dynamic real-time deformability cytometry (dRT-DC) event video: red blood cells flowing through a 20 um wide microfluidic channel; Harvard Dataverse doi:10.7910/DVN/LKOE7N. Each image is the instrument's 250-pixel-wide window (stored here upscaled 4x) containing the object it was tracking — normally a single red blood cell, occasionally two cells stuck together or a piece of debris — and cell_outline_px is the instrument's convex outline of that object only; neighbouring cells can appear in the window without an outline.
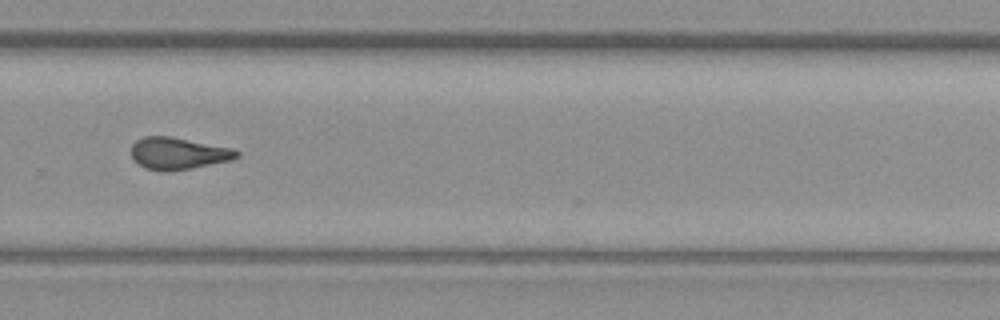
{"species": "common noctule bat (a hibernating species)", "species_latin": "Nyctalus noctula", "temperature_condition": "warm", "stored_images_in_passage": 25, "camera_frame_rate_fps": 3000, "um_per_image_px": 0.085, "animal": {"sex": "female", "body_mass_g": 19.3, "forearm_length_mm": 54.1}, "frame": {"image": 1, "passage_image": 24, "time_ms": 7.667, "image_size_px": [1000, 320], "cell_outline_px": [[240, 156], [228, 160], [192, 168], [168, 172], [160, 172], [144, 168], [132, 160], [132, 144], [136, 140], [144, 136], [168, 136], [232, 148], [240, 152]], "centroid_in_image_um": [15.09, 13.05], "position_along_channel_um": 314.7, "area_um2": 19.65}}